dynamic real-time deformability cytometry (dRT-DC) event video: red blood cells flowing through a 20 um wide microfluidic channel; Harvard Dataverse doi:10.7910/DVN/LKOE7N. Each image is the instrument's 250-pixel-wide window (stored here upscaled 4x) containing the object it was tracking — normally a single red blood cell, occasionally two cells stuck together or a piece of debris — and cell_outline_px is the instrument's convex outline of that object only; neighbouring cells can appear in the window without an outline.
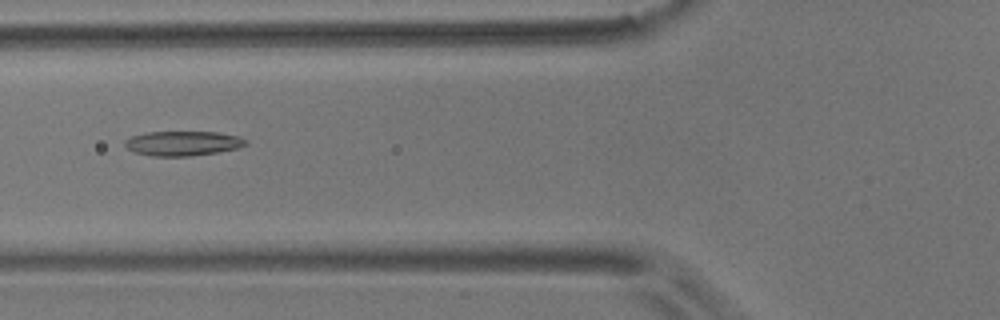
{"species": "common noctule bat (a hibernating species)", "species_latin": "Nyctalus noctula", "temperature_condition": "room temperature", "stored_images_in_passage": 5, "camera_frame_rate_fps": 3000, "um_per_image_px": 0.085, "animal": {"sex": "male", "body_mass_g": 17.9}, "frame": {"image": 1, "passage_image": 3, "time_ms": 2.333, "image_size_px": [1000, 320], "cell_outline_px": [[248, 144], [240, 148], [192, 156], [152, 156], [136, 152], [128, 148], [124, 144], [124, 140], [132, 136], [148, 132], [216, 132], [236, 136], [248, 140]], "centroid_in_image_um": [15.56, 12.18], "position_along_channel_um": 110.2, "area_um2": 17.28}}
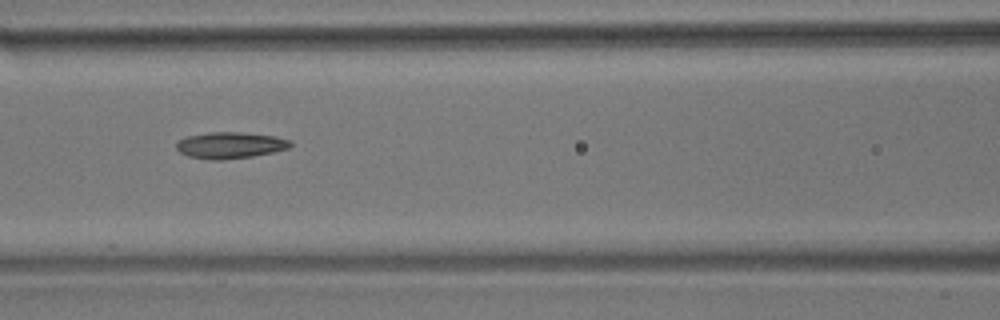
{"frame": {"image": 2, "passage_image": 4, "time_ms": 3.333, "image_size_px": [1000, 320], "cell_outline_px": [[292, 144], [288, 148], [272, 152], [252, 156], [224, 160], [212, 160], [188, 156], [180, 152], [176, 148], [176, 140], [188, 136], [208, 132], [240, 132], [276, 136], [292, 140]], "centroid_in_image_um": [19.55, 12.34], "position_along_channel_um": 147.0, "area_um2": 17.63}}
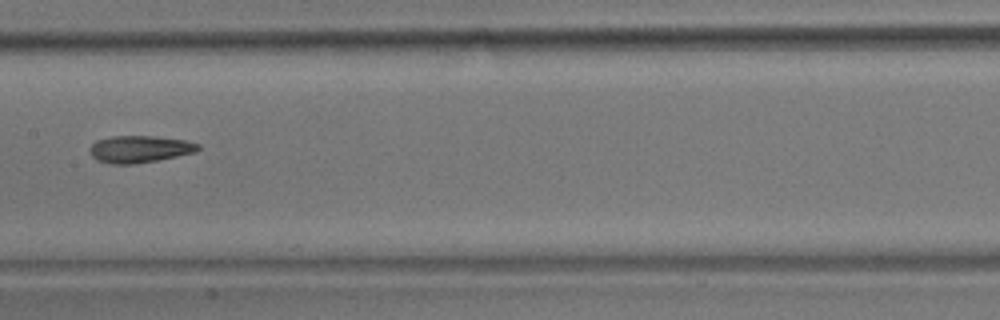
{"frame": {"image": 3, "passage_image": 5, "time_ms": 4.667, "image_size_px": [1000, 320], "cell_outline_px": [[200, 148], [196, 152], [136, 164], [112, 164], [96, 160], [92, 156], [88, 148], [96, 140], [112, 136], [152, 136], [184, 140], [200, 144]], "centroid_in_image_um": [11.84, 12.67], "position_along_channel_um": 195.6, "area_um2": 17.05}}